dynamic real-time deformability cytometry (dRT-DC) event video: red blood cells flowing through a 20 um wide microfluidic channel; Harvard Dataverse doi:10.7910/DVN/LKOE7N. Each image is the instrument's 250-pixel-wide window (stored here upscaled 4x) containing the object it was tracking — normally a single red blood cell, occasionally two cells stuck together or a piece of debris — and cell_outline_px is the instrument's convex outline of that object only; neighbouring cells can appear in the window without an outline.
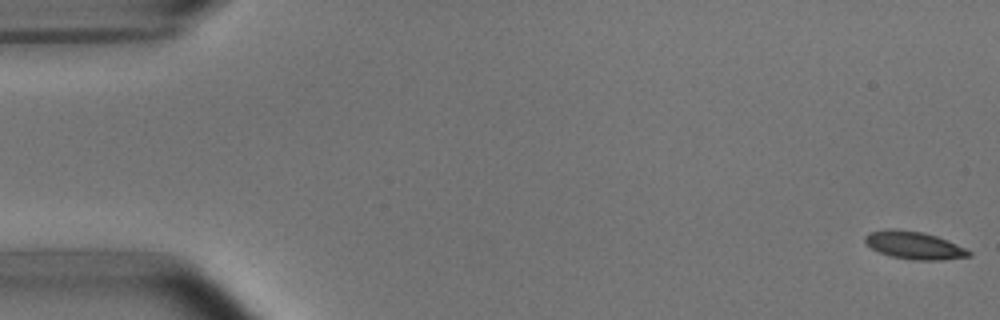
{"species": "common noctule bat (a hibernating species)", "species_latin": "Nyctalus noctula", "temperature_condition": "room temperature", "stored_images_in_passage": 8, "camera_frame_rate_fps": 3000, "um_per_image_px": 0.085, "animal": {"sex": "male", "body_mass_g": 15.6}, "frame": {"image": 1, "passage_image": 1, "time_ms": 0.0, "image_size_px": [1000, 320], "cell_outline_px": [[972, 256], [940, 260], [916, 260], [892, 256], [880, 252], [872, 248], [864, 240], [864, 236], [868, 232], [888, 228], [892, 228], [924, 232], [936, 236], [956, 244], [972, 252]], "centroid_in_image_um": [77.69, 20.83], "position_along_channel_um": 7.3, "area_um2": 16.65}}